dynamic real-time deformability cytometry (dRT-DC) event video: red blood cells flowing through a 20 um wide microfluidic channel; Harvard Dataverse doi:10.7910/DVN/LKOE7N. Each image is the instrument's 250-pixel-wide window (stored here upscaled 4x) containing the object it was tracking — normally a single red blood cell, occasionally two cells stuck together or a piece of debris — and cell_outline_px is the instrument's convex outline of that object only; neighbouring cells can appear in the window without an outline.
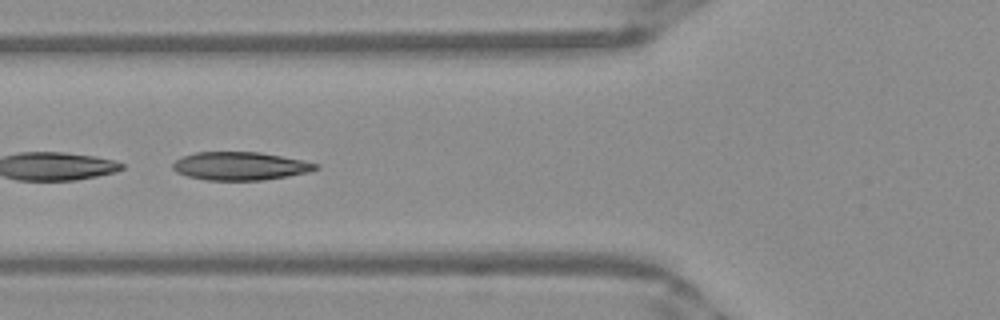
{"species": "Egyptian fruit bat (a non-hibernating species)", "species_latin": "Rousettus aegyptiacus", "temperature_condition": "warm", "stored_images_in_passage": 30, "camera_frame_rate_fps": 3000, "um_per_image_px": 0.085, "frame": {"image": 1, "passage_image": 18, "time_ms": 5.667, "image_size_px": [1000, 320], "cell_outline_px": [[320, 168], [308, 172], [288, 176], [264, 180], [204, 180], [188, 176], [176, 172], [172, 168], [172, 164], [176, 160], [184, 156], [196, 152], [260, 152], [320, 164]], "centroid_in_image_um": [20.41, 14.12], "position_along_channel_um": 105.4, "area_um2": 23.41}}